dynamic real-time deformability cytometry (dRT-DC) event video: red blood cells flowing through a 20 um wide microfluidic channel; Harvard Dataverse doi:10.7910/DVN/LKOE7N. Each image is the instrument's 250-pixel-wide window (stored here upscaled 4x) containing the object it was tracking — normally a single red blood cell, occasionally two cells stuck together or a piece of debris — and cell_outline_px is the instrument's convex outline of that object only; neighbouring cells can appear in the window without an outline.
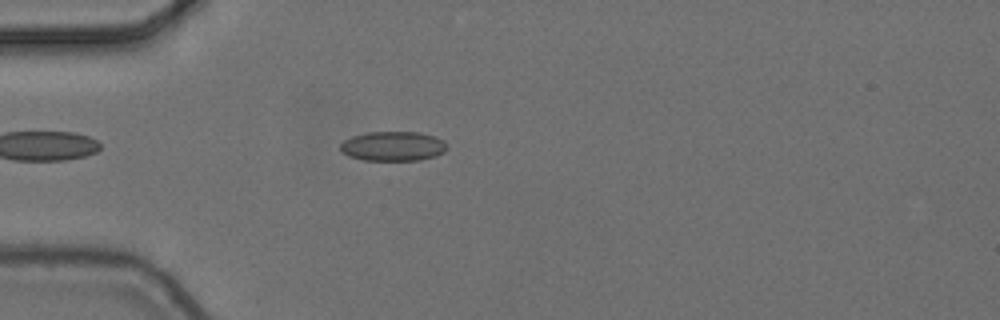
{"species": "common noctule bat (a hibernating species)", "species_latin": "Nyctalus noctula", "temperature_condition": "cold", "stored_images_in_passage": 6, "camera_frame_rate_fps": 3000, "um_per_image_px": 0.085, "animal": {"sex": "female", "body_mass_g": 24.6, "forearm_length_mm": 56.2}, "frame": {"image": 1, "passage_image": 5, "time_ms": 1.333, "image_size_px": [1000, 320], "cell_outline_px": [[448, 148], [444, 152], [436, 156], [420, 160], [364, 160], [348, 156], [340, 148], [340, 144], [344, 140], [352, 136], [368, 132], [420, 132], [436, 136], [444, 140], [448, 144]], "centroid_in_image_um": [33.46, 12.42], "position_along_channel_um": 51.5, "area_um2": 18.55}}